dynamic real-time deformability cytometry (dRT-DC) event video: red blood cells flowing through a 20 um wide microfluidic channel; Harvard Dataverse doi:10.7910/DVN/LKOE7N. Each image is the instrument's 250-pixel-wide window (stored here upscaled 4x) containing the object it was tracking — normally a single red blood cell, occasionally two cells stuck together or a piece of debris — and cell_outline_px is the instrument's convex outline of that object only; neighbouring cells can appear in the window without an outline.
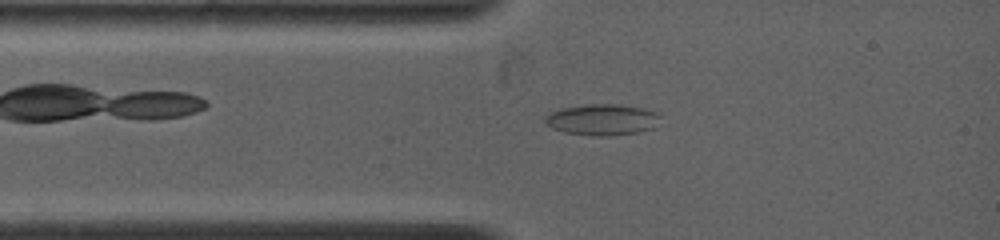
{"species": "common noctule bat (a hibernating species)", "species_latin": "Nyctalus noctula", "temperature_condition": "warm", "stored_images_in_passage": 13, "camera_frame_rate_fps": 4500, "um_per_image_px": 0.085, "animal": {"sex": "female", "body_mass_g": 19.0, "forearm_length_mm": 53.3}, "frame": {"image": 1, "passage_image": 4, "time_ms": 1.556, "image_size_px": [1000, 240], "cell_outline_px": [[660, 116], [652, 128], [636, 132], [600, 136], [564, 132], [552, 128], [544, 120], [544, 116], [560, 108], [588, 104], [620, 104], [644, 108], [660, 112]], "centroid_in_image_um": [51.18, 10.14], "position_along_channel_um": 33.8, "area_um2": 20.69}}
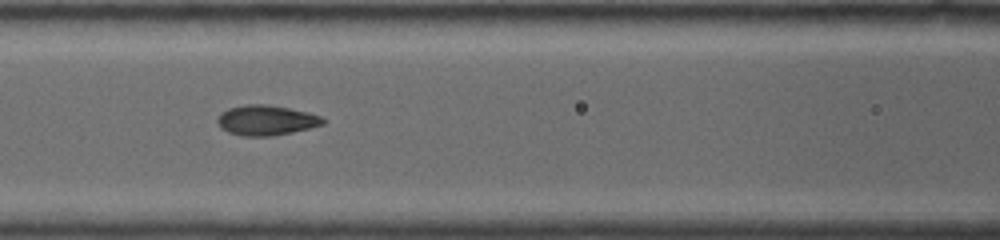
{"frame": {"image": 2, "passage_image": 9, "time_ms": 4.444, "image_size_px": [1000, 240], "cell_outline_px": [[324, 124], [308, 128], [268, 136], [244, 136], [228, 132], [216, 120], [228, 108], [244, 104], [264, 104], [288, 108], [320, 116], [324, 120]], "centroid_in_image_um": [22.61, 10.21], "position_along_channel_um": 144.0, "area_um2": 17.86}}
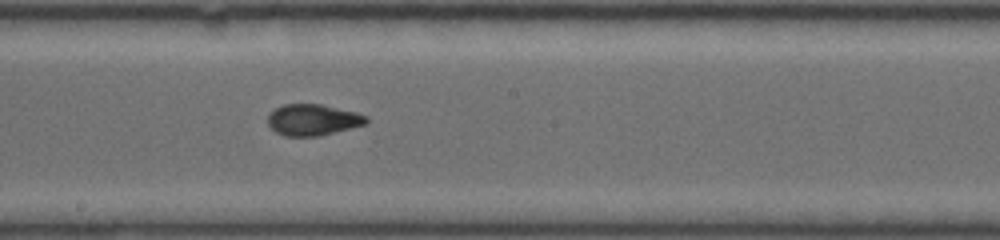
{"frame": {"image": 3, "passage_image": 13, "time_ms": 6.444, "image_size_px": [1000, 240], "cell_outline_px": [[368, 120], [364, 124], [316, 136], [284, 136], [276, 132], [268, 124], [268, 116], [276, 108], [284, 104], [320, 104], [356, 112], [364, 116]], "centroid_in_image_um": [26.54, 10.18], "position_along_channel_um": 221.7, "area_um2": 17.46}}